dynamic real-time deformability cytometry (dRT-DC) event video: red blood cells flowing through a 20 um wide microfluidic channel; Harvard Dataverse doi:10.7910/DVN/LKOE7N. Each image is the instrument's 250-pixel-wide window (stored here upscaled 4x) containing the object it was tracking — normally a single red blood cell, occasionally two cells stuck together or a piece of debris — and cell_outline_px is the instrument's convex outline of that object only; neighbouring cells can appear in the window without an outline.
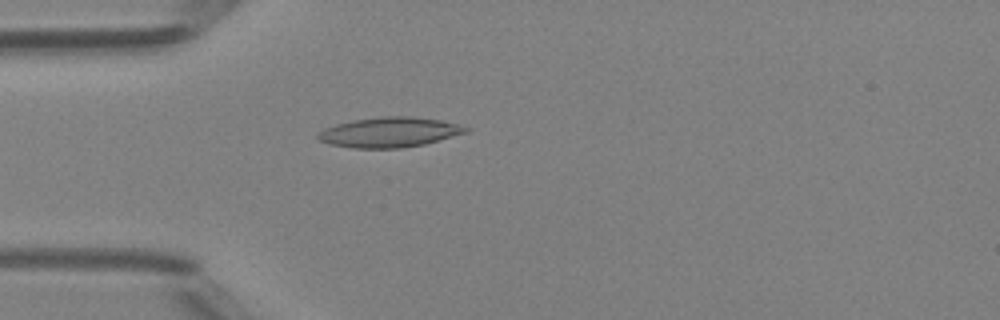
{"species": "Egyptian fruit bat (a non-hibernating species)", "species_latin": "Rousettus aegyptiacus", "temperature_condition": "room temperature", "stored_images_in_passage": 29, "camera_frame_rate_fps": 3000, "um_per_image_px": 0.085, "animal": {"sex": "female"}, "frame": {"image": 1, "passage_image": 2, "time_ms": 0.333, "image_size_px": [1000, 320], "cell_outline_px": [[472, 128], [468, 132], [424, 144], [400, 148], [356, 148], [332, 144], [320, 140], [316, 136], [324, 128], [336, 124], [352, 120], [384, 116], [412, 116], [440, 120]], "centroid_in_image_um": [33.13, 11.23], "position_along_channel_um": 51.9, "area_um2": 25.66}}
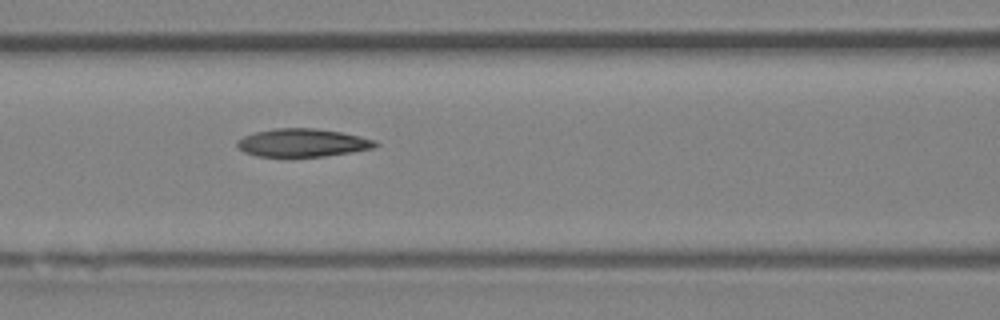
{"frame": {"image": 2, "passage_image": 9, "time_ms": 2.667, "image_size_px": [1000, 320], "cell_outline_px": [[380, 144], [372, 148], [352, 152], [324, 156], [256, 156], [244, 152], [236, 144], [236, 140], [244, 136], [256, 132], [276, 128], [316, 128], [340, 132], [360, 136], [376, 140]], "centroid_in_image_um": [25.73, 12.13], "position_along_channel_um": 140.9, "area_um2": 22.48}}
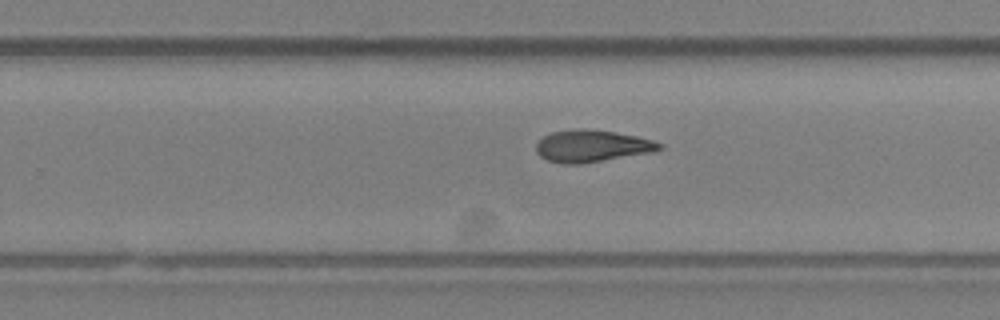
{"frame": {"image": 3, "passage_image": 19, "time_ms": 6.0, "image_size_px": [1000, 320], "cell_outline_px": [[664, 148], [652, 152], [580, 164], [564, 164], [548, 160], [540, 156], [536, 152], [536, 144], [544, 136], [552, 132], [576, 128], [584, 128], [616, 132], [636, 136], [652, 140], [664, 144]], "centroid_in_image_um": [50.32, 12.4], "position_along_channel_um": 279.5, "area_um2": 23.0}, "authors_computed_cell_mechanics": {"area_um2": 22.9466, "velocity_mm_per_s": 4.1799, "shape_relaxation_time_tau1_ms": 9.9557, "shape_relaxation_time_tau2_ms": 7.1013, "deformation_change_tau1": 0.2233, "deformation_change_tau2": 0.1602}}